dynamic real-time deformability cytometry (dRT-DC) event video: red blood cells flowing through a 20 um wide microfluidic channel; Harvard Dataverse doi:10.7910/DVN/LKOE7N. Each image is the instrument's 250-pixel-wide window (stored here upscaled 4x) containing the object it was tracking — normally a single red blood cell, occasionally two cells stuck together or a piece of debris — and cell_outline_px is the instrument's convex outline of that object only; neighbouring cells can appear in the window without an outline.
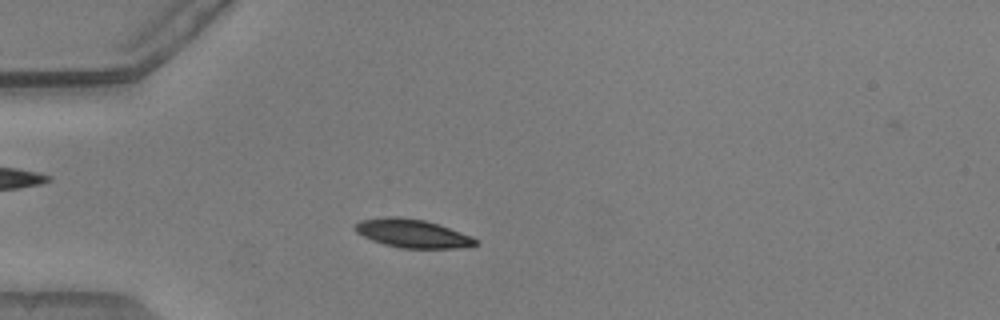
{"species": "common noctule bat (a hibernating species)", "species_latin": "Nyctalus noctula", "temperature_condition": "warm", "stored_images_in_passage": 16, "camera_frame_rate_fps": 3000, "um_per_image_px": 0.085, "animal": {"sex": "male", "body_mass_g": 20.5, "forearm_length_mm": 52.5}, "frame": {"image": 1, "passage_image": 11, "time_ms": 3.333, "image_size_px": [1000, 320], "cell_outline_px": [[480, 244], [460, 248], [400, 248], [384, 244], [372, 240], [356, 232], [352, 228], [360, 220], [388, 216], [400, 216], [424, 220], [472, 236]], "centroid_in_image_um": [35.03, 19.84], "position_along_channel_um": 50.0, "area_um2": 19.88}}